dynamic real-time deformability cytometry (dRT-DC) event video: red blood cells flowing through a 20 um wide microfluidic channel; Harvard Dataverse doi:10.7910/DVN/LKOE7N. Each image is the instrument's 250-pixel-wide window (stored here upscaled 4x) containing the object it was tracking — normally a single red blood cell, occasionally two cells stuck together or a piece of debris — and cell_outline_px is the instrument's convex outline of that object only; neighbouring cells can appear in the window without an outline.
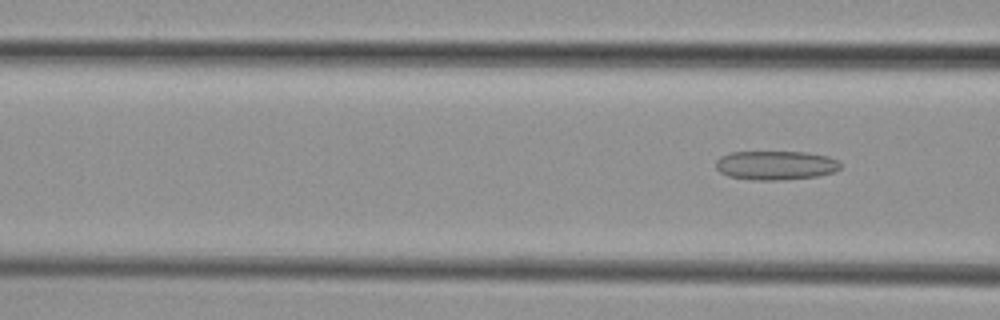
{"species": "common noctule bat (a hibernating species)", "species_latin": "Nyctalus noctula", "temperature_condition": "cold", "stored_images_in_passage": 4, "camera_frame_rate_fps": 3000, "um_per_image_px": 0.085, "animal": {"sex": "female", "body_mass_g": 29.2, "forearm_length_mm": 56.3}, "frame": {"image": 1, "passage_image": 4, "time_ms": 4.667, "image_size_px": [1000, 320], "cell_outline_px": [[844, 164], [840, 168], [832, 172], [820, 176], [780, 180], [752, 180], [728, 176], [720, 172], [716, 168], [716, 160], [720, 156], [732, 152], [808, 152], [828, 156], [840, 160]], "centroid_in_image_um": [65.97, 14.05], "position_along_channel_um": 100.6, "area_um2": 21.39}}